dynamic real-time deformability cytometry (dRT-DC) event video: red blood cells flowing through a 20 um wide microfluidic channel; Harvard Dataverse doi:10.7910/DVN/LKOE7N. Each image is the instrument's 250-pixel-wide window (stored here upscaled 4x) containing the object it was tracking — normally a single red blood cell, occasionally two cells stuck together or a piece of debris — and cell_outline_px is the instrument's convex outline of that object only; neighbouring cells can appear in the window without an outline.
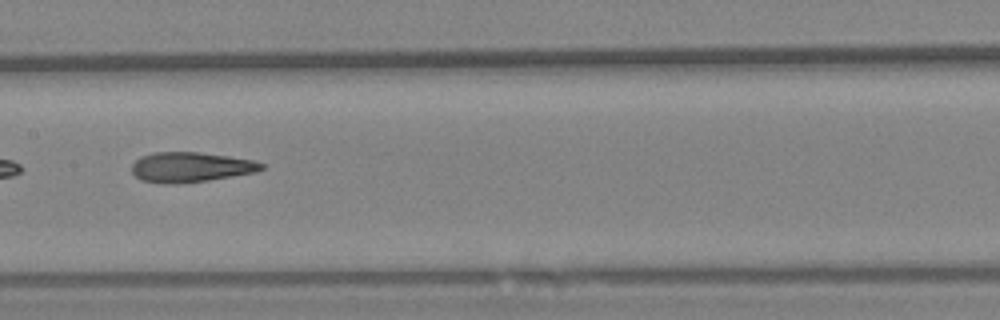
{"species": "Egyptian fruit bat (a non-hibernating species)", "species_latin": "Rousettus aegyptiacus", "temperature_condition": "warm", "stored_images_in_passage": 40, "camera_frame_rate_fps": 3000, "um_per_image_px": 0.085, "animal": {"sex": "female"}, "frame": {"image": 1, "passage_image": 12, "time_ms": 3.667, "image_size_px": [1000, 320], "cell_outline_px": [[264, 168], [256, 172], [208, 180], [176, 184], [164, 184], [140, 180], [132, 172], [132, 164], [140, 156], [152, 152], [200, 152], [228, 156], [252, 160], [264, 164]], "centroid_in_image_um": [16.17, 14.2], "position_along_channel_um": 191.2, "area_um2": 22.72}}
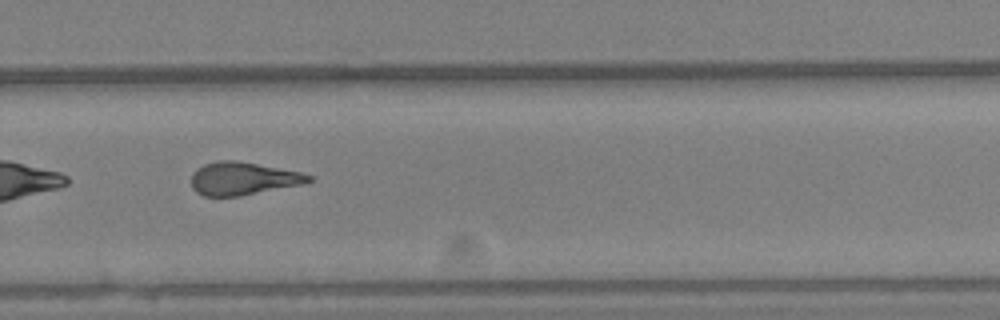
{"frame": {"image": 2, "passage_image": 23, "time_ms": 7.333, "image_size_px": [1000, 320], "cell_outline_px": [[312, 180], [304, 184], [240, 196], [204, 196], [196, 192], [192, 188], [192, 172], [196, 168], [204, 164], [220, 160], [236, 160], [300, 172], [312, 176]], "centroid_in_image_um": [20.63, 15.18], "position_along_channel_um": 309.2, "area_um2": 22.48}}